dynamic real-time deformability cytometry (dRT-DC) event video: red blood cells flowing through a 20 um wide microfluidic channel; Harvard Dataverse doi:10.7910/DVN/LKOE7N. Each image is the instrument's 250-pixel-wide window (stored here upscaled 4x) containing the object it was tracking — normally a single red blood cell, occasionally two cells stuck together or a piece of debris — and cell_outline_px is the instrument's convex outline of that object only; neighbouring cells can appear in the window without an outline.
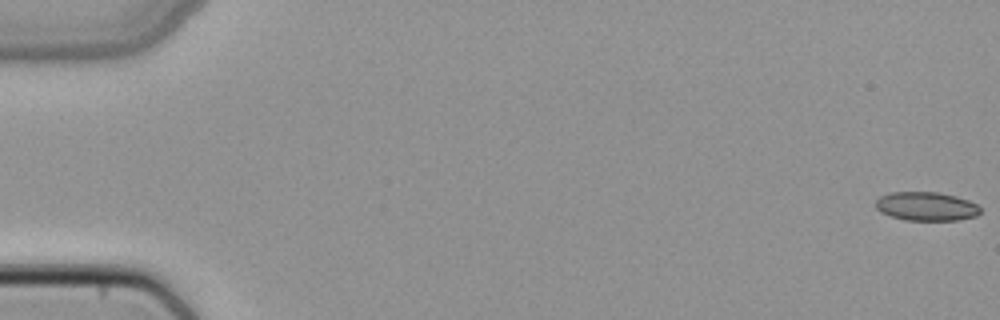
{"species": "common noctule bat (a hibernating species)", "species_latin": "Nyctalus noctula", "temperature_condition": "cold", "stored_images_in_passage": 51, "camera_frame_rate_fps": 3000, "um_per_image_px": 0.085, "animal": {"sex": "female", "body_mass_g": 22.7, "forearm_length_mm": 54.2}, "frame": {"image": 1, "passage_image": 1, "time_ms": 0.0, "image_size_px": [1000, 320], "cell_outline_px": [[980, 212], [976, 216], [956, 220], [904, 220], [880, 212], [876, 208], [876, 200], [880, 196], [888, 192], [936, 192], [956, 196], [968, 200], [976, 204], [980, 208]], "centroid_in_image_um": [78.71, 17.53], "position_along_channel_um": 6.3, "area_um2": 17.51}}
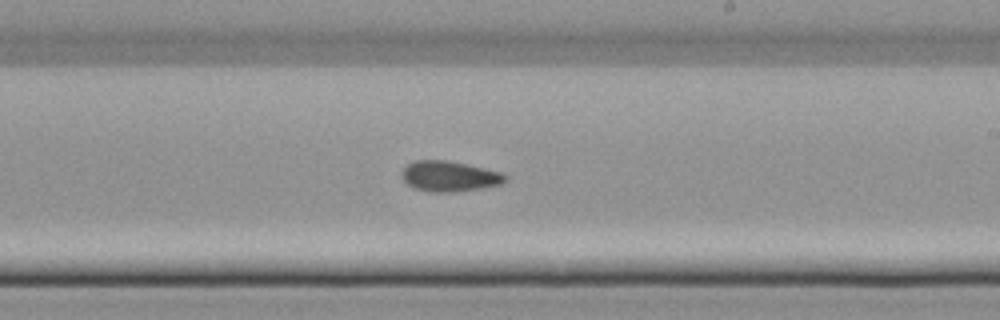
{"frame": {"image": 2, "passage_image": 31, "time_ms": 10.0, "image_size_px": [1000, 320], "cell_outline_px": [[508, 180], [500, 184], [480, 188], [452, 192], [428, 192], [412, 188], [400, 176], [400, 172], [408, 164], [416, 160], [444, 160], [484, 168], [500, 172], [508, 176]], "centroid_in_image_um": [38.16, 14.99], "position_along_channel_um": 250.8, "area_um2": 18.32}}
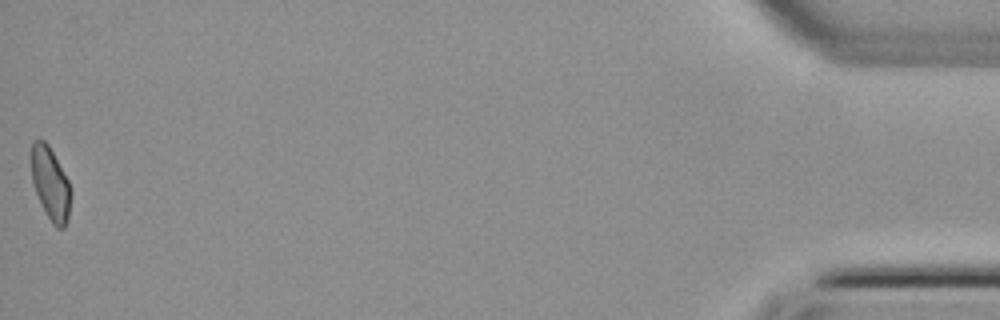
{"frame": {"image": 3, "passage_image": 51, "time_ms": 16.667, "image_size_px": [1000, 320], "cell_outline_px": [[72, 192], [68, 220], [64, 228], [56, 228], [52, 224], [36, 192], [32, 180], [32, 140], [44, 140], [48, 144], [68, 180]], "centroid_in_image_um": [4.32, 15.63], "position_along_channel_um": 430.9, "area_um2": 16.53}}